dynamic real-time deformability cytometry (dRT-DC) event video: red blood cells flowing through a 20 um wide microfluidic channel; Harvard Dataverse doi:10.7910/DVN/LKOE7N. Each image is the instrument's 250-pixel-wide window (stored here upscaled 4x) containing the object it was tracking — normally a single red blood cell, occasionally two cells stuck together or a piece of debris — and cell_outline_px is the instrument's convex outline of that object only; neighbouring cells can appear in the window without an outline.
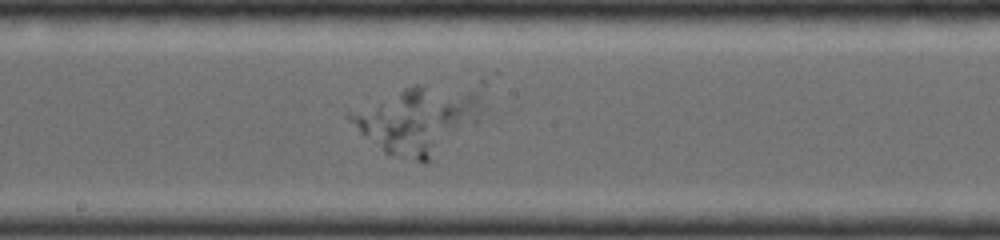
{"species": "common noctule bat (a hibernating species)", "species_latin": "Nyctalus noctula", "temperature_condition": "room temperature", "stored_images_in_passage": 22, "camera_frame_rate_fps": 4000, "um_per_image_px": 0.085, "animal": {"sex": "female", "body_mass_g": 19.0, "forearm_length_mm": 56.7}, "frame": {"image": 1, "passage_image": 10, "time_ms": 5.5, "image_size_px": [1000, 240], "cell_outline_px": [[428, 160], [416, 160], [388, 156], [364, 136], [344, 116], [348, 112], [404, 88], [416, 84], [420, 88], [428, 144]], "centroid_in_image_um": [33.56, 10.54], "position_along_channel_um": 214.6, "area_um2": 28.96}}
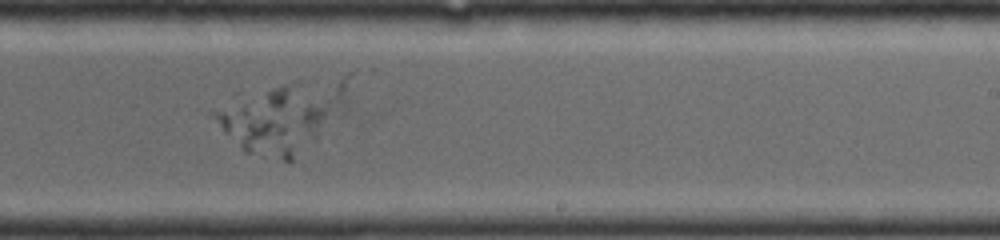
{"frame": {"image": 2, "passage_image": 12, "time_ms": 6.75, "image_size_px": [1000, 240], "cell_outline_px": [[292, 160], [284, 160], [244, 152], [204, 112], [272, 88], [288, 88], [292, 144]], "centroid_in_image_um": [21.97, 10.49], "position_along_channel_um": 267.0, "area_um2": 29.82}}